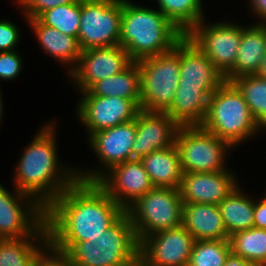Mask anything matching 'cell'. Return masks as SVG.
<instances>
[{"label":"cell","instance_id":"6da1fadb","mask_svg":"<svg viewBox=\"0 0 266 266\" xmlns=\"http://www.w3.org/2000/svg\"><path fill=\"white\" fill-rule=\"evenodd\" d=\"M124 213L96 182L77 180L46 208L48 241H98Z\"/></svg>","mask_w":266,"mask_h":266},{"label":"cell","instance_id":"7a4b0ae2","mask_svg":"<svg viewBox=\"0 0 266 266\" xmlns=\"http://www.w3.org/2000/svg\"><path fill=\"white\" fill-rule=\"evenodd\" d=\"M54 128L50 123L40 129L20 157L14 176L15 188L34 197L44 208L78 180L77 168L59 165Z\"/></svg>","mask_w":266,"mask_h":266},{"label":"cell","instance_id":"3957f363","mask_svg":"<svg viewBox=\"0 0 266 266\" xmlns=\"http://www.w3.org/2000/svg\"><path fill=\"white\" fill-rule=\"evenodd\" d=\"M184 36L159 10L122 0L119 45L133 61L167 53Z\"/></svg>","mask_w":266,"mask_h":266},{"label":"cell","instance_id":"277c9868","mask_svg":"<svg viewBox=\"0 0 266 266\" xmlns=\"http://www.w3.org/2000/svg\"><path fill=\"white\" fill-rule=\"evenodd\" d=\"M200 126L232 147L248 140L259 130L241 92L228 81L209 97L207 113Z\"/></svg>","mask_w":266,"mask_h":266},{"label":"cell","instance_id":"5b68a950","mask_svg":"<svg viewBox=\"0 0 266 266\" xmlns=\"http://www.w3.org/2000/svg\"><path fill=\"white\" fill-rule=\"evenodd\" d=\"M125 212L139 243L147 236L182 225L183 202L179 189L154 187Z\"/></svg>","mask_w":266,"mask_h":266},{"label":"cell","instance_id":"8992f818","mask_svg":"<svg viewBox=\"0 0 266 266\" xmlns=\"http://www.w3.org/2000/svg\"><path fill=\"white\" fill-rule=\"evenodd\" d=\"M141 76L140 109L167 112L174 103L180 78V54L175 50L137 61Z\"/></svg>","mask_w":266,"mask_h":266},{"label":"cell","instance_id":"52a82bcc","mask_svg":"<svg viewBox=\"0 0 266 266\" xmlns=\"http://www.w3.org/2000/svg\"><path fill=\"white\" fill-rule=\"evenodd\" d=\"M177 146L183 173H209L226 171V151L232 147L201 126H180L177 131Z\"/></svg>","mask_w":266,"mask_h":266},{"label":"cell","instance_id":"ba28073f","mask_svg":"<svg viewBox=\"0 0 266 266\" xmlns=\"http://www.w3.org/2000/svg\"><path fill=\"white\" fill-rule=\"evenodd\" d=\"M14 192L9 193L0 184V235L4 239L48 237L46 208L34 197L16 188Z\"/></svg>","mask_w":266,"mask_h":266},{"label":"cell","instance_id":"9c48e42d","mask_svg":"<svg viewBox=\"0 0 266 266\" xmlns=\"http://www.w3.org/2000/svg\"><path fill=\"white\" fill-rule=\"evenodd\" d=\"M122 0H81V50L119 45Z\"/></svg>","mask_w":266,"mask_h":266},{"label":"cell","instance_id":"30bf717a","mask_svg":"<svg viewBox=\"0 0 266 266\" xmlns=\"http://www.w3.org/2000/svg\"><path fill=\"white\" fill-rule=\"evenodd\" d=\"M204 19L186 36L212 61L225 76L235 64L243 27L228 22L203 25Z\"/></svg>","mask_w":266,"mask_h":266},{"label":"cell","instance_id":"8fae6325","mask_svg":"<svg viewBox=\"0 0 266 266\" xmlns=\"http://www.w3.org/2000/svg\"><path fill=\"white\" fill-rule=\"evenodd\" d=\"M195 239L183 225L140 242L139 266H188Z\"/></svg>","mask_w":266,"mask_h":266},{"label":"cell","instance_id":"7c38bea8","mask_svg":"<svg viewBox=\"0 0 266 266\" xmlns=\"http://www.w3.org/2000/svg\"><path fill=\"white\" fill-rule=\"evenodd\" d=\"M135 136L136 119L97 131L88 136L91 149L98 155L104 166L103 168H106V170L77 171L78 180L96 182L105 174V171L107 172L115 165L132 160L131 149Z\"/></svg>","mask_w":266,"mask_h":266},{"label":"cell","instance_id":"4fadbf2b","mask_svg":"<svg viewBox=\"0 0 266 266\" xmlns=\"http://www.w3.org/2000/svg\"><path fill=\"white\" fill-rule=\"evenodd\" d=\"M77 115L85 124L89 136L97 131L111 128L136 119L140 101L115 96H94L89 91L81 92Z\"/></svg>","mask_w":266,"mask_h":266},{"label":"cell","instance_id":"5bb4252c","mask_svg":"<svg viewBox=\"0 0 266 266\" xmlns=\"http://www.w3.org/2000/svg\"><path fill=\"white\" fill-rule=\"evenodd\" d=\"M133 60L120 45L99 47L81 52L75 68L68 74L79 91H88L96 82L114 76L126 69Z\"/></svg>","mask_w":266,"mask_h":266},{"label":"cell","instance_id":"9a60e30c","mask_svg":"<svg viewBox=\"0 0 266 266\" xmlns=\"http://www.w3.org/2000/svg\"><path fill=\"white\" fill-rule=\"evenodd\" d=\"M96 183L124 210L154 188L142 162L137 159L115 165Z\"/></svg>","mask_w":266,"mask_h":266},{"label":"cell","instance_id":"2e32d148","mask_svg":"<svg viewBox=\"0 0 266 266\" xmlns=\"http://www.w3.org/2000/svg\"><path fill=\"white\" fill-rule=\"evenodd\" d=\"M174 49L180 54L178 86L202 88L209 96L225 81L212 61L185 35Z\"/></svg>","mask_w":266,"mask_h":266},{"label":"cell","instance_id":"e0dca14e","mask_svg":"<svg viewBox=\"0 0 266 266\" xmlns=\"http://www.w3.org/2000/svg\"><path fill=\"white\" fill-rule=\"evenodd\" d=\"M179 128L180 126L166 112L140 110L136 116L132 160H140L153 151L174 145Z\"/></svg>","mask_w":266,"mask_h":266},{"label":"cell","instance_id":"ac0fdd59","mask_svg":"<svg viewBox=\"0 0 266 266\" xmlns=\"http://www.w3.org/2000/svg\"><path fill=\"white\" fill-rule=\"evenodd\" d=\"M239 184L231 171L183 173L179 187L183 203L219 205Z\"/></svg>","mask_w":266,"mask_h":266},{"label":"cell","instance_id":"d6986e66","mask_svg":"<svg viewBox=\"0 0 266 266\" xmlns=\"http://www.w3.org/2000/svg\"><path fill=\"white\" fill-rule=\"evenodd\" d=\"M182 225L198 240H229L217 204L183 203Z\"/></svg>","mask_w":266,"mask_h":266},{"label":"cell","instance_id":"ffe728a7","mask_svg":"<svg viewBox=\"0 0 266 266\" xmlns=\"http://www.w3.org/2000/svg\"><path fill=\"white\" fill-rule=\"evenodd\" d=\"M266 54V23H257L241 32V42L234 67L224 76L225 81L257 74Z\"/></svg>","mask_w":266,"mask_h":266},{"label":"cell","instance_id":"44dd1931","mask_svg":"<svg viewBox=\"0 0 266 266\" xmlns=\"http://www.w3.org/2000/svg\"><path fill=\"white\" fill-rule=\"evenodd\" d=\"M51 244L65 252L74 266H139V253H106L97 241Z\"/></svg>","mask_w":266,"mask_h":266},{"label":"cell","instance_id":"7402d4cb","mask_svg":"<svg viewBox=\"0 0 266 266\" xmlns=\"http://www.w3.org/2000/svg\"><path fill=\"white\" fill-rule=\"evenodd\" d=\"M154 187L179 189L183 170L180 155L174 144L153 151L140 159Z\"/></svg>","mask_w":266,"mask_h":266},{"label":"cell","instance_id":"603a6c76","mask_svg":"<svg viewBox=\"0 0 266 266\" xmlns=\"http://www.w3.org/2000/svg\"><path fill=\"white\" fill-rule=\"evenodd\" d=\"M27 21L30 22L33 32L46 53L62 62V64L69 63L70 65L71 63V66L74 65L69 69L70 73L77 65L82 52L77 38L61 33L54 27L44 25L37 18L28 19Z\"/></svg>","mask_w":266,"mask_h":266},{"label":"cell","instance_id":"cb8c5ba5","mask_svg":"<svg viewBox=\"0 0 266 266\" xmlns=\"http://www.w3.org/2000/svg\"><path fill=\"white\" fill-rule=\"evenodd\" d=\"M209 97L202 88L178 86L174 103L166 113L179 126H200L207 113Z\"/></svg>","mask_w":266,"mask_h":266},{"label":"cell","instance_id":"d4e9b609","mask_svg":"<svg viewBox=\"0 0 266 266\" xmlns=\"http://www.w3.org/2000/svg\"><path fill=\"white\" fill-rule=\"evenodd\" d=\"M88 91L94 96H115L140 101L141 76L138 62L133 61L120 73L96 82Z\"/></svg>","mask_w":266,"mask_h":266},{"label":"cell","instance_id":"484cf974","mask_svg":"<svg viewBox=\"0 0 266 266\" xmlns=\"http://www.w3.org/2000/svg\"><path fill=\"white\" fill-rule=\"evenodd\" d=\"M218 206L229 236L254 227V201L238 186Z\"/></svg>","mask_w":266,"mask_h":266},{"label":"cell","instance_id":"4316f807","mask_svg":"<svg viewBox=\"0 0 266 266\" xmlns=\"http://www.w3.org/2000/svg\"><path fill=\"white\" fill-rule=\"evenodd\" d=\"M97 244L106 253H139L140 243L126 212L102 233Z\"/></svg>","mask_w":266,"mask_h":266},{"label":"cell","instance_id":"83f0119b","mask_svg":"<svg viewBox=\"0 0 266 266\" xmlns=\"http://www.w3.org/2000/svg\"><path fill=\"white\" fill-rule=\"evenodd\" d=\"M231 252L257 266H266V229L250 228L229 236Z\"/></svg>","mask_w":266,"mask_h":266},{"label":"cell","instance_id":"f1b7e54d","mask_svg":"<svg viewBox=\"0 0 266 266\" xmlns=\"http://www.w3.org/2000/svg\"><path fill=\"white\" fill-rule=\"evenodd\" d=\"M159 11L185 35L204 19L201 0H157Z\"/></svg>","mask_w":266,"mask_h":266},{"label":"cell","instance_id":"f546056e","mask_svg":"<svg viewBox=\"0 0 266 266\" xmlns=\"http://www.w3.org/2000/svg\"><path fill=\"white\" fill-rule=\"evenodd\" d=\"M241 92L259 130L266 129V79L255 75L240 76L231 81Z\"/></svg>","mask_w":266,"mask_h":266},{"label":"cell","instance_id":"4dcf8cb0","mask_svg":"<svg viewBox=\"0 0 266 266\" xmlns=\"http://www.w3.org/2000/svg\"><path fill=\"white\" fill-rule=\"evenodd\" d=\"M36 239L42 244L48 242V237L4 239L0 244V266H31L33 258L42 248L36 242L34 244Z\"/></svg>","mask_w":266,"mask_h":266},{"label":"cell","instance_id":"1f68e13d","mask_svg":"<svg viewBox=\"0 0 266 266\" xmlns=\"http://www.w3.org/2000/svg\"><path fill=\"white\" fill-rule=\"evenodd\" d=\"M37 19L44 25L77 38L80 29L81 0L46 10Z\"/></svg>","mask_w":266,"mask_h":266},{"label":"cell","instance_id":"d6a6232c","mask_svg":"<svg viewBox=\"0 0 266 266\" xmlns=\"http://www.w3.org/2000/svg\"><path fill=\"white\" fill-rule=\"evenodd\" d=\"M231 252L229 240L194 242L188 266H223Z\"/></svg>","mask_w":266,"mask_h":266},{"label":"cell","instance_id":"836d02e7","mask_svg":"<svg viewBox=\"0 0 266 266\" xmlns=\"http://www.w3.org/2000/svg\"><path fill=\"white\" fill-rule=\"evenodd\" d=\"M31 266H74V265L72 264L70 258L65 252L58 250L48 241L37 252V254L32 260Z\"/></svg>","mask_w":266,"mask_h":266},{"label":"cell","instance_id":"e575fe53","mask_svg":"<svg viewBox=\"0 0 266 266\" xmlns=\"http://www.w3.org/2000/svg\"><path fill=\"white\" fill-rule=\"evenodd\" d=\"M23 7L26 18H38L44 11L59 5L75 3L78 0H16Z\"/></svg>","mask_w":266,"mask_h":266},{"label":"cell","instance_id":"d590c367","mask_svg":"<svg viewBox=\"0 0 266 266\" xmlns=\"http://www.w3.org/2000/svg\"><path fill=\"white\" fill-rule=\"evenodd\" d=\"M17 51L0 52V79H14L21 72L22 59Z\"/></svg>","mask_w":266,"mask_h":266},{"label":"cell","instance_id":"8d00e7d4","mask_svg":"<svg viewBox=\"0 0 266 266\" xmlns=\"http://www.w3.org/2000/svg\"><path fill=\"white\" fill-rule=\"evenodd\" d=\"M19 29L8 20L0 21V52L14 51L19 41Z\"/></svg>","mask_w":266,"mask_h":266},{"label":"cell","instance_id":"74e56055","mask_svg":"<svg viewBox=\"0 0 266 266\" xmlns=\"http://www.w3.org/2000/svg\"><path fill=\"white\" fill-rule=\"evenodd\" d=\"M254 227L258 229H266V195L254 202Z\"/></svg>","mask_w":266,"mask_h":266},{"label":"cell","instance_id":"f35d334b","mask_svg":"<svg viewBox=\"0 0 266 266\" xmlns=\"http://www.w3.org/2000/svg\"><path fill=\"white\" fill-rule=\"evenodd\" d=\"M251 10L260 17V23H266V0H250ZM265 19V20H264Z\"/></svg>","mask_w":266,"mask_h":266},{"label":"cell","instance_id":"ab89813d","mask_svg":"<svg viewBox=\"0 0 266 266\" xmlns=\"http://www.w3.org/2000/svg\"><path fill=\"white\" fill-rule=\"evenodd\" d=\"M223 266H257V265L230 252Z\"/></svg>","mask_w":266,"mask_h":266},{"label":"cell","instance_id":"60d3db41","mask_svg":"<svg viewBox=\"0 0 266 266\" xmlns=\"http://www.w3.org/2000/svg\"><path fill=\"white\" fill-rule=\"evenodd\" d=\"M256 75L266 79V54L261 61V65Z\"/></svg>","mask_w":266,"mask_h":266},{"label":"cell","instance_id":"b9f144b4","mask_svg":"<svg viewBox=\"0 0 266 266\" xmlns=\"http://www.w3.org/2000/svg\"><path fill=\"white\" fill-rule=\"evenodd\" d=\"M2 97H1V92H0V122H1V119H2V112H3V107H2Z\"/></svg>","mask_w":266,"mask_h":266},{"label":"cell","instance_id":"7bdbcfd3","mask_svg":"<svg viewBox=\"0 0 266 266\" xmlns=\"http://www.w3.org/2000/svg\"><path fill=\"white\" fill-rule=\"evenodd\" d=\"M3 240L4 238L0 235V244L2 243Z\"/></svg>","mask_w":266,"mask_h":266}]
</instances>
